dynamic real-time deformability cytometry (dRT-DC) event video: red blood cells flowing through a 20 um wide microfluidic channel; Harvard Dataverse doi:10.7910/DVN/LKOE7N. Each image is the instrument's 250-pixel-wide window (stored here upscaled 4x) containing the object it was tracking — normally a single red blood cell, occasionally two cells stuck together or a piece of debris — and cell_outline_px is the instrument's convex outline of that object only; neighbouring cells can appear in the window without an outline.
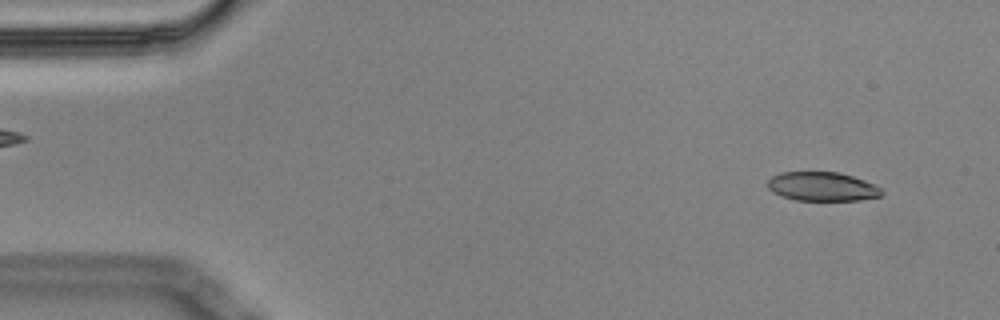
{"species": "Egyptian fruit bat (a non-hibernating species)", "species_latin": "Rousettus aegyptiacus", "temperature_condition": "cold", "stored_images_in_passage": 4, "camera_frame_rate_fps": 3000, "um_per_image_px": 0.085, "animal": {"sex": "male"}, "frame": {"image": 1, "passage_image": 1, "time_ms": 0.0, "image_size_px": [1000, 320], "cell_outline_px": [[884, 192], [880, 196], [860, 200], [796, 200], [780, 196], [772, 192], [768, 188], [768, 180], [772, 176], [780, 172], [836, 172], [852, 176], [864, 180], [880, 188]], "centroid_in_image_um": [69.85, 15.86], "position_along_channel_um": 15.1, "area_um2": 19.19}}